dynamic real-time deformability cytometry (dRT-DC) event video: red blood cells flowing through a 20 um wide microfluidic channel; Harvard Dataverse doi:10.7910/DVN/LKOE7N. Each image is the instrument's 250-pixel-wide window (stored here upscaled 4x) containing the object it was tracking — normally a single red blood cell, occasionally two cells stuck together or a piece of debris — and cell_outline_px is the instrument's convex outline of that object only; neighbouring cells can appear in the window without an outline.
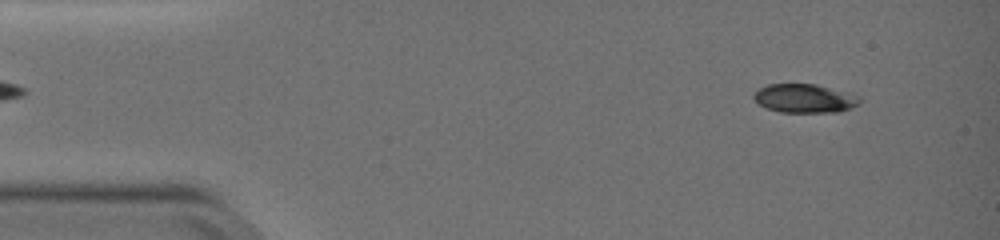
{"species": "common noctule bat (a hibernating species)", "species_latin": "Nyctalus noctula", "temperature_condition": "warm", "stored_images_in_passage": 51, "camera_frame_rate_fps": 3000, "um_per_image_px": 0.085, "animal": {"sex": "female", "body_mass_g": 19.0, "forearm_length_mm": 51.5}, "frame": {"image": 1, "passage_image": 5, "time_ms": 1.333, "image_size_px": [1000, 240], "cell_outline_px": [[860, 104], [840, 112], [780, 112], [764, 108], [752, 96], [760, 88], [768, 84], [816, 84], [852, 92], [860, 96]], "centroid_in_image_um": [68.45, 8.36], "position_along_channel_um": 16.5, "area_um2": 17.98}}
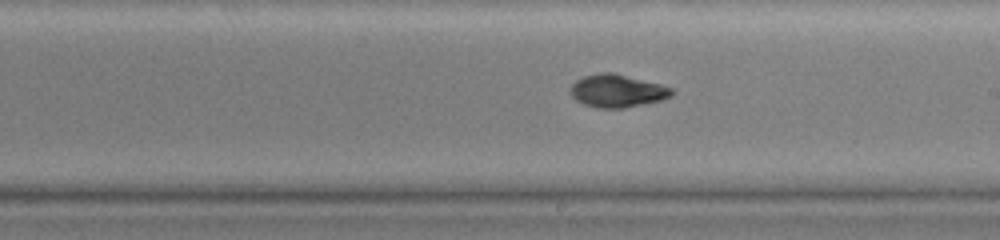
{"frame": {"image": 2, "passage_image": 30, "time_ms": 9.667, "image_size_px": [1000, 240], "cell_outline_px": [[672, 96], [660, 100], [644, 104], [624, 108], [596, 108], [584, 104], [576, 100], [568, 92], [568, 88], [576, 80], [584, 76], [600, 72], [612, 72], [660, 84], [672, 88]], "centroid_in_image_um": [52.41, 7.72], "position_along_channel_um": 236.6, "area_um2": 19.42}}
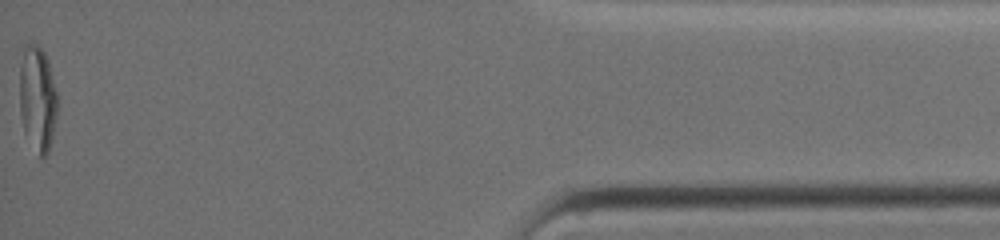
{"frame": {"image": 3, "passage_image": 51, "time_ms": 16.667, "image_size_px": [1000, 240], "cell_outline_px": [[56, 116], [52, 136], [48, 152], [44, 156], [40, 156], [24, 132], [20, 112], [20, 68], [24, 44], [36, 44], [44, 52], [48, 60], [56, 92]], "centroid_in_image_um": [3.17, 8.34], "position_along_channel_um": 432.0, "area_um2": 22.72}, "authors_computed_cell_mechanics": {"area_um2": 18.9584, "velocity_mm_per_s": 3.8212, "shape_relaxation_time_tau1_ms": 9.3808, "shape_relaxation_time_tau2_ms": 1.1883, "deformation_change_tau1": 0.3169, "deformation_change_tau2": 0.0339}}